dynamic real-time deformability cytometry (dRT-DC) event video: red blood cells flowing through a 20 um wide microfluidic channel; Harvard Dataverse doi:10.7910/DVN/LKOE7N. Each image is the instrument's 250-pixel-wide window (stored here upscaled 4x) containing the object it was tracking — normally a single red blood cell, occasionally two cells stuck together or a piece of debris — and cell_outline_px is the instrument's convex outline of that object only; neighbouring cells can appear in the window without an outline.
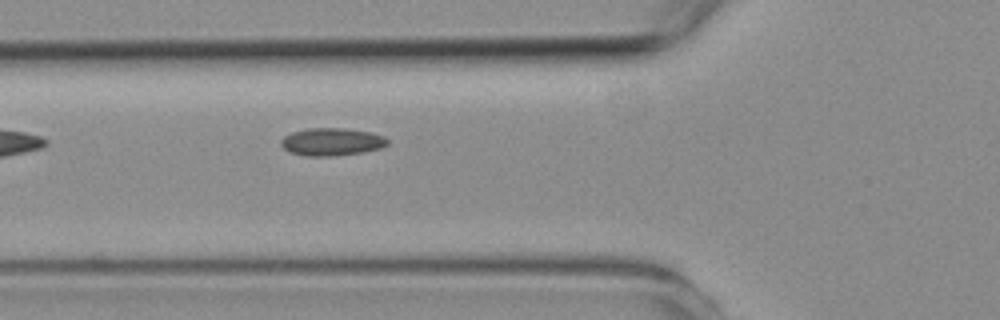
{"species": "common noctule bat (a hibernating species)", "species_latin": "Nyctalus noctula", "temperature_condition": "room temperature", "stored_images_in_passage": 4, "camera_frame_rate_fps": 3000, "um_per_image_px": 0.085, "animal": {"sex": "female", "body_mass_g": 19.3, "forearm_length_mm": 54.1}, "frame": {"image": 1, "passage_image": 4, "time_ms": 3.667, "image_size_px": [1000, 320], "cell_outline_px": [[388, 144], [380, 148], [364, 152], [332, 156], [304, 156], [288, 152], [280, 144], [280, 140], [284, 136], [292, 132], [308, 128], [344, 128], [372, 132], [384, 136], [388, 140]], "centroid_in_image_um": [28.18, 12.05], "position_along_channel_um": 97.6, "area_um2": 17.34}}